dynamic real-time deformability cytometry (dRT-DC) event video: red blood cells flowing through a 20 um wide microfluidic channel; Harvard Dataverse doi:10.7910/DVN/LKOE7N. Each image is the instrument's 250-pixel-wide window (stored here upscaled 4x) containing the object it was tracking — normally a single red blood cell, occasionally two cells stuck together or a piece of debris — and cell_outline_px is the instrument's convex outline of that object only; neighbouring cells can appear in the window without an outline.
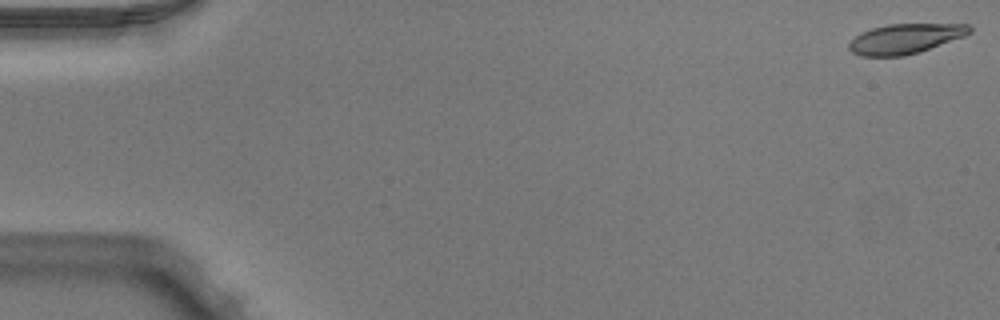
{"species": "Egyptian fruit bat (a non-hibernating species)", "species_latin": "Rousettus aegyptiacus", "temperature_condition": "warm", "stored_images_in_passage": 10, "camera_frame_rate_fps": 3000, "um_per_image_px": 0.085, "animal": {"sex": "male"}, "frame": {"image": 1, "passage_image": 1, "time_ms": 0.0, "image_size_px": [1000, 320], "cell_outline_px": [[972, 32], [964, 36], [920, 52], [904, 56], [860, 56], [852, 52], [848, 48], [848, 44], [860, 32], [872, 28], [888, 24], [968, 24], [972, 28]], "centroid_in_image_um": [76.94, 3.29], "position_along_channel_um": 8.1, "area_um2": 21.04}}